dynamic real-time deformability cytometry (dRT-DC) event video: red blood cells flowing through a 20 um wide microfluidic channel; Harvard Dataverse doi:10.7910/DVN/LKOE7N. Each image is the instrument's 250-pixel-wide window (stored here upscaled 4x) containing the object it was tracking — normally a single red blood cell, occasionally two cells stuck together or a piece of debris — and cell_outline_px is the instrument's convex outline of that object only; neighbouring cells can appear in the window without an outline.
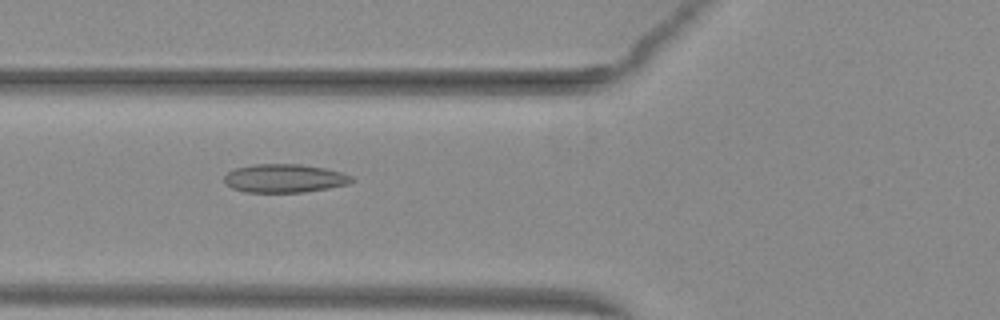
{"species": "common noctule bat (a hibernating species)", "species_latin": "Nyctalus noctula", "temperature_condition": "warm", "stored_images_in_passage": 53, "camera_frame_rate_fps": 3000, "um_per_image_px": 0.085, "animal": {"sex": "female", "body_mass_g": 29.2, "forearm_length_mm": 56.3}, "frame": {"image": 1, "passage_image": 21, "time_ms": 6.667, "image_size_px": [1000, 320], "cell_outline_px": [[356, 180], [348, 184], [328, 188], [304, 192], [244, 192], [232, 188], [224, 184], [224, 176], [228, 172], [236, 168], [252, 164], [300, 164], [324, 168], [344, 172], [352, 176]], "centroid_in_image_um": [24.19, 15.15], "position_along_channel_um": 101.6, "area_um2": 21.33}}
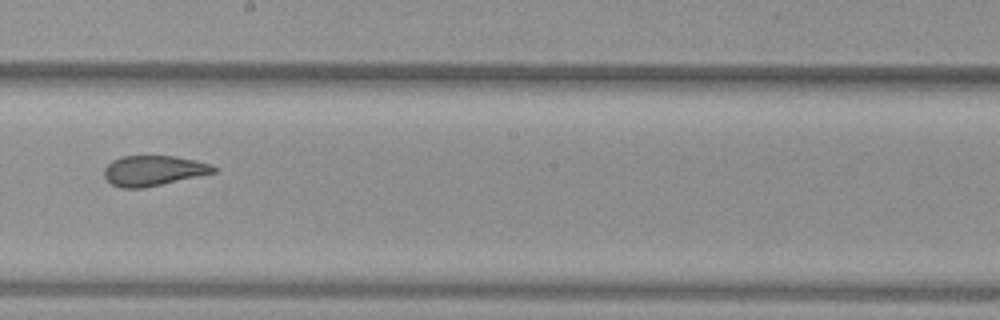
{"frame": {"image": 2, "passage_image": 31, "time_ms": 10.0, "image_size_px": [1000, 320], "cell_outline_px": [[216, 172], [144, 188], [120, 188], [112, 184], [104, 176], [104, 168], [112, 160], [120, 156], [172, 156], [196, 160], [212, 164], [216, 168]], "centroid_in_image_um": [13.02, 14.5], "position_along_channel_um": 235.2, "area_um2": 19.25}}
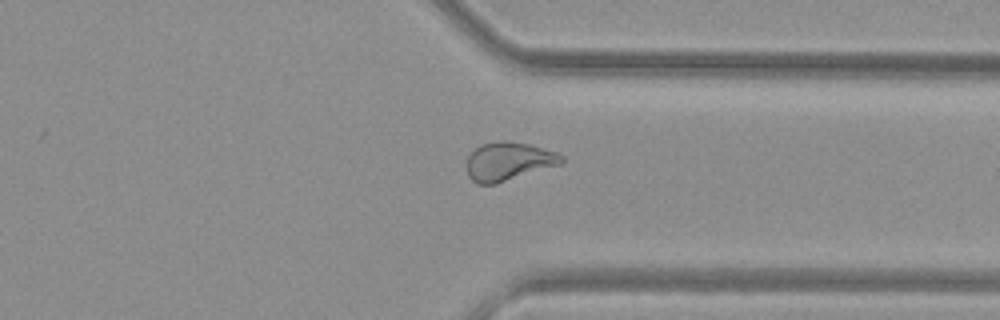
{"frame": {"image": 3, "passage_image": 41, "time_ms": 13.333, "image_size_px": [1000, 320], "cell_outline_px": [[564, 160], [560, 164], [496, 184], [476, 184], [468, 176], [468, 156], [480, 144], [496, 140], [508, 140], [528, 144], [556, 152], [564, 156]], "centroid_in_image_um": [43.21, 13.7], "position_along_channel_um": 368.2, "area_um2": 21.21}, "authors_computed_cell_mechanics": {"area_um2": 21.7328, "velocity_mm_per_s": 4.0003, "shape_relaxation_time_tau1_ms": null, "shape_relaxation_time_tau2_ms": 1.4344, "deformation_change_tau1": null, "deformation_change_tau2": 0.0938}}